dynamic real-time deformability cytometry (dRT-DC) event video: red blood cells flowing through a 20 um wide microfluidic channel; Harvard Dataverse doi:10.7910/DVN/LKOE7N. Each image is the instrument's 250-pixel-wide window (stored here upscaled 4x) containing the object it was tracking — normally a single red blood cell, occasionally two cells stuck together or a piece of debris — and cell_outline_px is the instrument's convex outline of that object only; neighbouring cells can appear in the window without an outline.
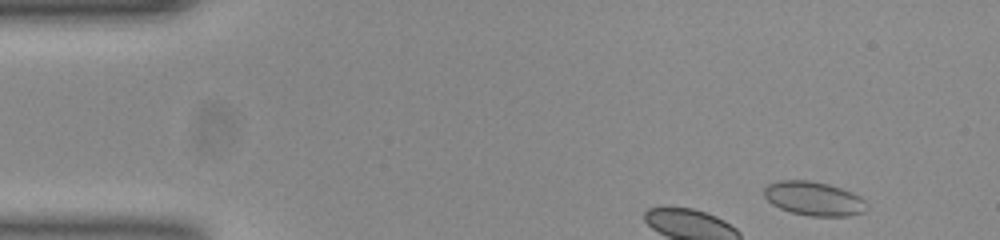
{"species": "common noctule bat (a hibernating species)", "species_latin": "Nyctalus noctula", "temperature_condition": "room temperature", "stored_images_in_passage": 8, "camera_frame_rate_fps": 3000, "um_per_image_px": 0.085, "animal": {"sex": "female", "body_mass_g": 23.0, "forearm_length_mm": 53.4}, "frame": {"image": 1, "passage_image": 2, "time_ms": 0.333, "image_size_px": [1000, 240], "cell_outline_px": [[868, 208], [864, 212], [848, 216], [812, 216], [792, 212], [780, 208], [772, 204], [764, 196], [764, 188], [768, 184], [780, 180], [808, 180], [828, 184], [852, 192], [860, 196], [868, 204]], "centroid_in_image_um": [69.2, 16.88], "position_along_channel_um": 15.8, "area_um2": 20.35}}